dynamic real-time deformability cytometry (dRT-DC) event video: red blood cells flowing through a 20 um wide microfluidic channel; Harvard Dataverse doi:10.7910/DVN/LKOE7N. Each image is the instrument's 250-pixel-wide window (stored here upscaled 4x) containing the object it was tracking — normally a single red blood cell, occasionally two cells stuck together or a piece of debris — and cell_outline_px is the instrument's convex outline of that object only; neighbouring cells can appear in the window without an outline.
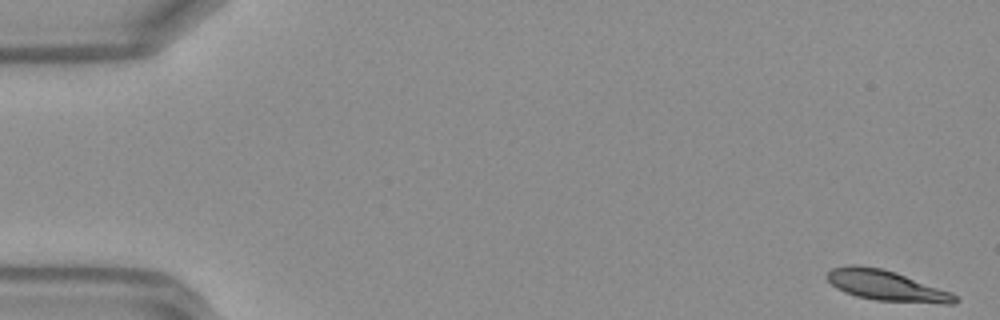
{"species": "Egyptian fruit bat (a non-hibernating species)", "species_latin": "Rousettus aegyptiacus", "temperature_condition": "warm", "stored_images_in_passage": 49, "segment_of_instrument_passage": [1, 2], "camera_frame_rate_fps": 3000, "um_per_image_px": 0.085, "frame": {"image": 1, "passage_image": 1, "time_ms": 0.0, "image_size_px": [1000, 320], "cell_outline_px": [[960, 300], [956, 304], [944, 304], [876, 300], [856, 296], [844, 292], [836, 288], [824, 276], [832, 268], [848, 264], [856, 264], [880, 268], [896, 272], [952, 292]], "centroid_in_image_um": [75.35, 24.27], "position_along_channel_um": 9.6, "area_um2": 22.95}}
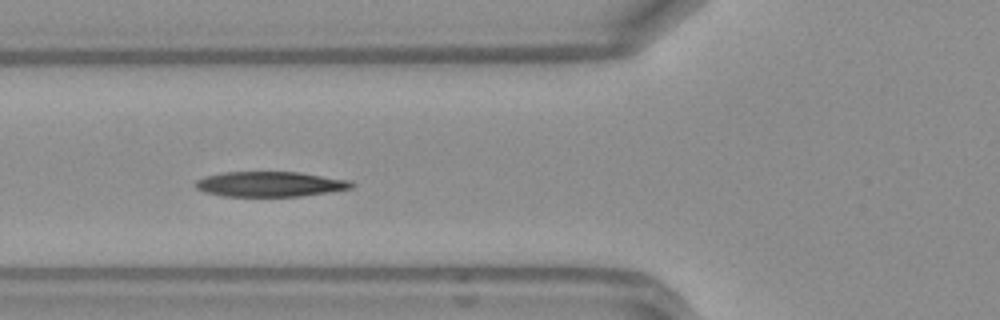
{"frame": {"image": 2, "passage_image": 18, "time_ms": 5.667, "image_size_px": [1000, 320], "cell_outline_px": [[356, 184], [352, 188], [328, 192], [300, 196], [224, 196], [204, 192], [196, 188], [192, 184], [196, 180], [204, 176], [224, 172], [300, 172], [352, 180]], "centroid_in_image_um": [22.95, 15.64], "position_along_channel_um": 102.8, "area_um2": 23.06}}
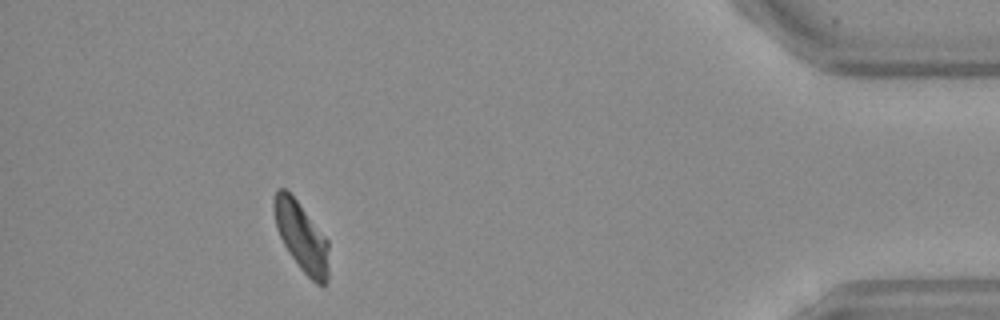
{"frame": {"image": 3, "passage_image": 44, "time_ms": 14.333, "image_size_px": [1000, 320], "cell_outline_px": [[328, 280], [324, 288], [316, 284], [300, 268], [284, 244], [276, 228], [272, 208], [272, 200], [276, 188], [284, 188], [296, 200], [328, 240]], "centroid_in_image_um": [25.61, 20.12], "position_along_channel_um": 409.6, "area_um2": 22.02}}